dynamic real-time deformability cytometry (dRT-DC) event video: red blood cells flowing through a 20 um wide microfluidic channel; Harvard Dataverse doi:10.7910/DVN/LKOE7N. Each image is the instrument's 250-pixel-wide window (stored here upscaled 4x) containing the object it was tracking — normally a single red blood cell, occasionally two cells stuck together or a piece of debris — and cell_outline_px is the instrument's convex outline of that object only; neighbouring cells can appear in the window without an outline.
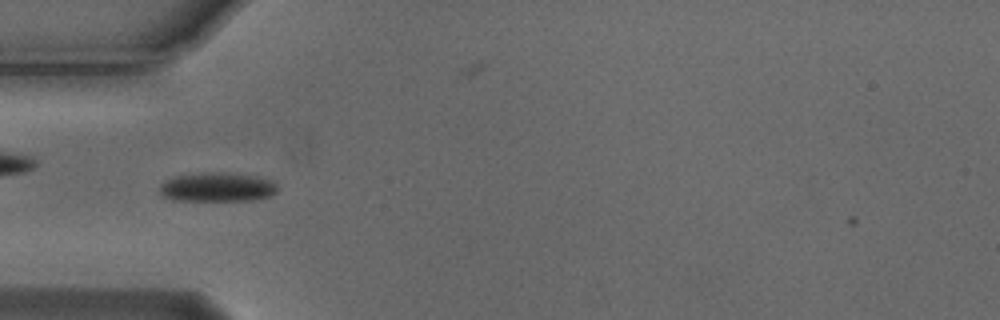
{"species": "Egyptian fruit bat (a non-hibernating species)", "species_latin": "Rousettus aegyptiacus", "temperature_condition": "cold", "stored_images_in_passage": 2, "camera_frame_rate_fps": 3000, "um_per_image_px": 0.085, "animal": {"sex": "male"}, "frame": {"image": 1, "passage_image": 1, "time_ms": 0.0, "image_size_px": [1000, 320], "cell_outline_px": [[276, 192], [272, 196], [252, 200], [176, 200], [160, 196], [160, 184], [164, 180], [172, 176], [204, 172], [224, 172], [256, 176], [272, 180], [276, 184]], "centroid_in_image_um": [18.44, 15.89], "position_along_channel_um": 66.6, "area_um2": 20.23}}
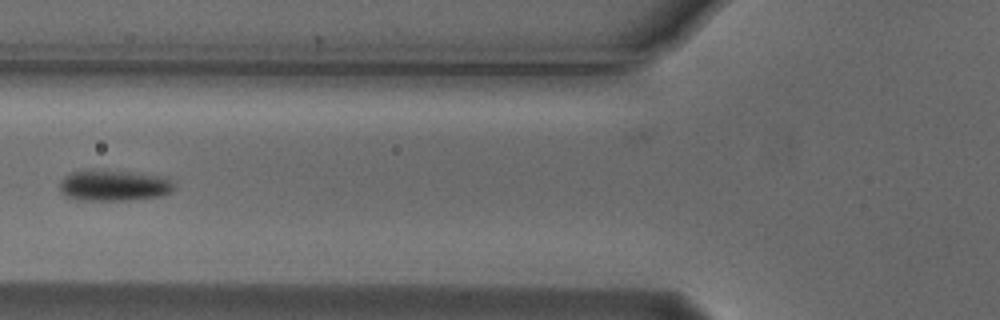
{"frame": {"image": 2, "passage_image": 2, "time_ms": 0.333, "image_size_px": [1000, 320], "cell_outline_px": [[172, 188], [168, 192], [160, 196], [132, 200], [76, 200], [64, 196], [60, 192], [60, 180], [64, 176], [72, 172], [128, 172], [164, 176], [172, 180]], "centroid_in_image_um": [9.65, 15.8], "position_along_channel_um": 116.2, "area_um2": 20.11}}